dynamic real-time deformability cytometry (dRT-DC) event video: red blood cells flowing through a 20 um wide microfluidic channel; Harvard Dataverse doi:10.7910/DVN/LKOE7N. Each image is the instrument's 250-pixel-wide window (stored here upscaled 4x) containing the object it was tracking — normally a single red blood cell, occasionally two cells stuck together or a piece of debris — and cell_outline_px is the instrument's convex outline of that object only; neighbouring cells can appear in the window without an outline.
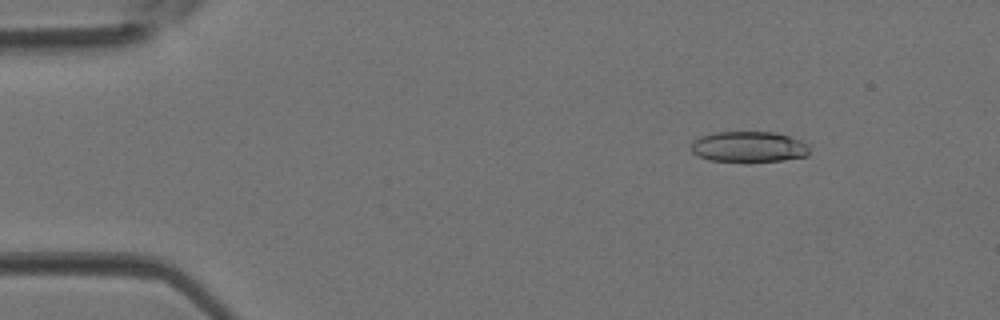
{"species": "Egyptian fruit bat (a non-hibernating species)", "species_latin": "Rousettus aegyptiacus", "temperature_condition": "room temperature", "stored_images_in_passage": 5, "camera_frame_rate_fps": 3000, "um_per_image_px": 0.085, "animal": {"sex": "female"}, "frame": {"image": 1, "passage_image": 5, "time_ms": 1.333, "image_size_px": [1000, 320], "cell_outline_px": [[808, 156], [784, 160], [748, 164], [708, 160], [696, 156], [692, 152], [692, 144], [700, 136], [712, 132], [772, 132], [788, 136], [800, 140], [808, 144]], "centroid_in_image_um": [63.63, 12.52], "position_along_channel_um": 21.4, "area_um2": 21.91}}